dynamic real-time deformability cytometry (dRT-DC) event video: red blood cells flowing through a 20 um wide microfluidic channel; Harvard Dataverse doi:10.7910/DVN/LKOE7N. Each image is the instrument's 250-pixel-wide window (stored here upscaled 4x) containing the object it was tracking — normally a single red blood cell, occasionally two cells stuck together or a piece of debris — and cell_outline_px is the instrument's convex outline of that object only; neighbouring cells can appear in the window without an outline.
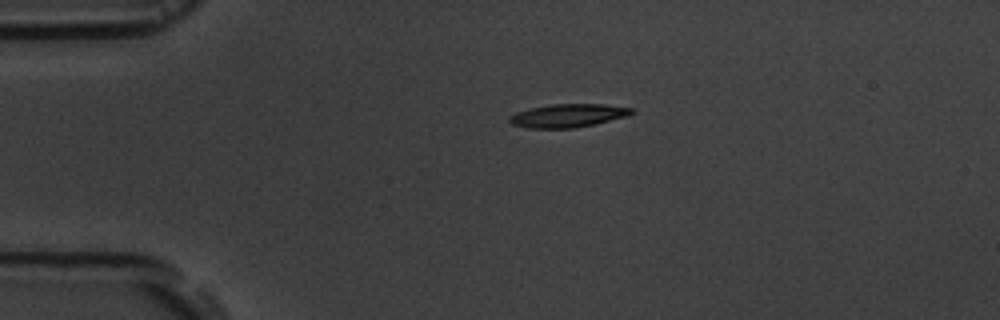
{"species": "common noctule bat (a hibernating species)", "species_latin": "Nyctalus noctula", "temperature_condition": "room temperature", "stored_images_in_passage": 4, "camera_frame_rate_fps": 3000, "um_per_image_px": 0.085, "animal": {"sex": "male", "body_mass_g": 19.5, "forearm_length_mm": 54.6}, "frame": {"image": 1, "passage_image": 1, "time_ms": 0.0, "image_size_px": [1000, 320], "cell_outline_px": [[636, 112], [628, 116], [596, 124], [572, 128], [528, 128], [512, 124], [508, 120], [508, 116], [516, 112], [532, 108], [552, 104], [604, 104], [632, 108]], "centroid_in_image_um": [48.3, 9.83], "position_along_channel_um": 36.7, "area_um2": 16.65}}
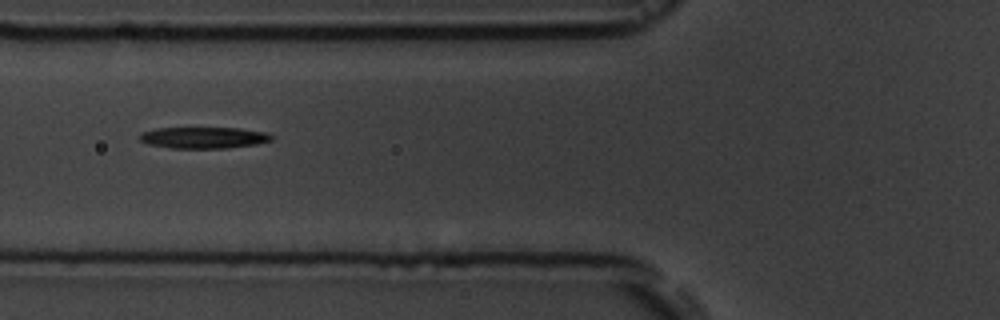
{"frame": {"image": 2, "passage_image": 3, "time_ms": 3.0, "image_size_px": [1000, 320], "cell_outline_px": [[272, 140], [256, 144], [228, 148], [172, 148], [148, 144], [140, 140], [140, 132], [156, 128], [240, 128], [264, 132], [272, 136]], "centroid_in_image_um": [17.29, 11.7], "position_along_channel_um": 108.5, "area_um2": 16.36}}
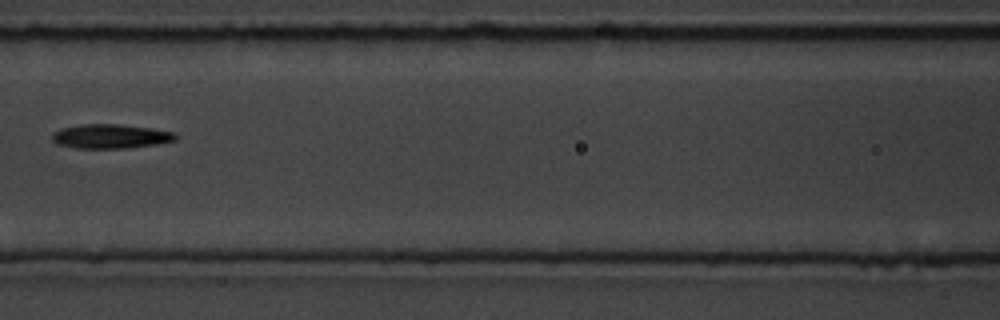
{"frame": {"image": 3, "passage_image": 4, "time_ms": 4.333, "image_size_px": [1000, 320], "cell_outline_px": [[176, 140], [156, 144], [124, 148], [76, 148], [56, 144], [52, 140], [52, 132], [64, 128], [84, 124], [116, 124], [152, 128], [176, 132]], "centroid_in_image_um": [9.39, 11.59], "position_along_channel_um": 157.2, "area_um2": 17.34}}